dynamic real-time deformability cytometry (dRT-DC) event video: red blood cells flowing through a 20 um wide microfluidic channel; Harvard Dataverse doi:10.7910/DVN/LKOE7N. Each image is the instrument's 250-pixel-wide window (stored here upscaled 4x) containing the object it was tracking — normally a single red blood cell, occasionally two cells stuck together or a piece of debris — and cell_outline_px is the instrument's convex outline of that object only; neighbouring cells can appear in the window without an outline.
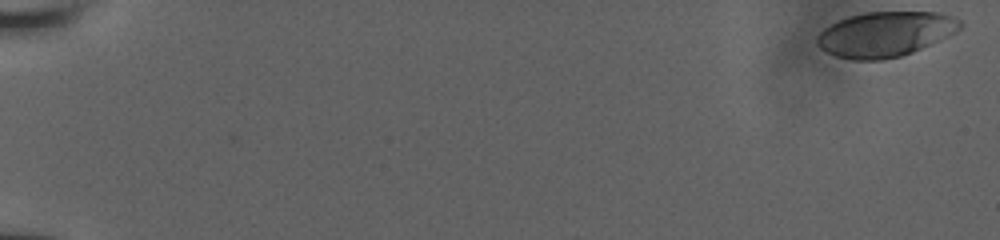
{"species": "human", "species_latin": "Homo sapiens", "temperature_condition": "room temperature", "stored_images_in_passage": 10, "camera_frame_rate_fps": 3000, "um_per_image_px": 0.085, "donor": {"sex": "male"}, "frame": {"image": 1, "passage_image": 1, "time_ms": 0.0, "image_size_px": [1000, 240], "cell_outline_px": [[964, 24], [956, 32], [940, 40], [912, 52], [900, 56], [884, 60], [852, 60], [836, 56], [820, 48], [816, 44], [816, 36], [824, 28], [848, 16], [868, 12], [940, 12], [956, 16]], "centroid_in_image_um": [75.27, 2.9], "position_along_channel_um": 9.7, "area_um2": 37.69}}
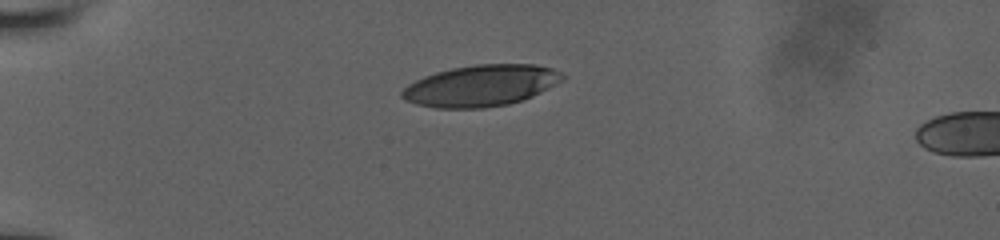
{"frame": {"image": 2, "passage_image": 7, "time_ms": 5.0, "image_size_px": [1000, 240], "cell_outline_px": [[564, 80], [524, 100], [508, 104], [484, 108], [436, 108], [416, 104], [404, 100], [400, 96], [400, 92], [408, 84], [424, 76], [436, 72], [452, 68], [476, 64], [532, 64], [552, 68], [560, 72], [564, 76]], "centroid_in_image_um": [40.86, 7.28], "position_along_channel_um": 44.1, "area_um2": 38.73}}
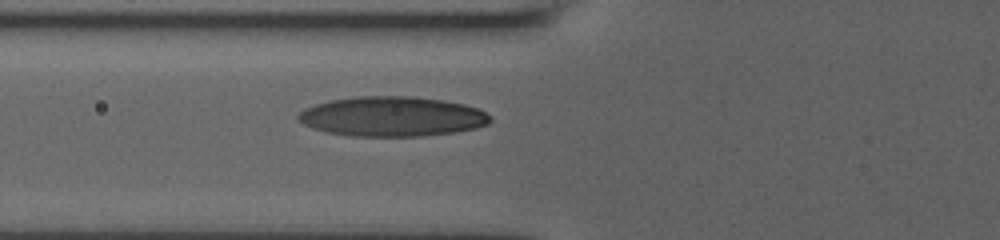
{"frame": {"image": 3, "passage_image": 10, "time_ms": 7.333, "image_size_px": [1000, 240], "cell_outline_px": [[492, 120], [488, 124], [476, 128], [452, 132], [424, 136], [352, 136], [324, 132], [312, 128], [296, 120], [296, 116], [304, 108], [328, 100], [356, 96], [412, 96], [444, 100], [464, 104], [476, 108], [492, 116]], "centroid_in_image_um": [33.3, 9.9], "position_along_channel_um": 92.5, "area_um2": 44.85}}